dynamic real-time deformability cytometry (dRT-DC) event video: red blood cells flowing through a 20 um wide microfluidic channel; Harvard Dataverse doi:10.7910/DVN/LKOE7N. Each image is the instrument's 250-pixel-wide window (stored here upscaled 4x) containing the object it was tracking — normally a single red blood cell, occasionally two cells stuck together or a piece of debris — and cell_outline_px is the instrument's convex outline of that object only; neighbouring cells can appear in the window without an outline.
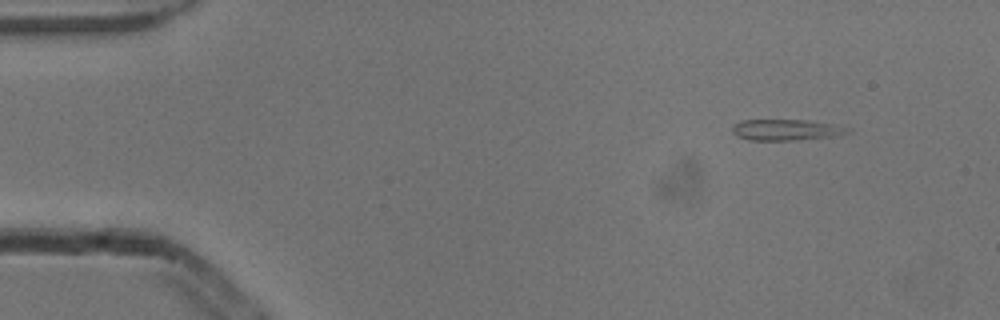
{"species": "common noctule bat (a hibernating species)", "species_latin": "Nyctalus noctula", "temperature_condition": "cold", "stored_images_in_passage": 6, "camera_frame_rate_fps": 3000, "um_per_image_px": 0.085, "animal": {"sex": "male", "body_mass_g": 13.3}, "frame": {"image": 1, "passage_image": 1, "time_ms": 0.0, "image_size_px": [1000, 320], "cell_outline_px": [[852, 132], [836, 136], [792, 140], [748, 140], [736, 136], [732, 132], [732, 128], [736, 124], [744, 120], [808, 120], [852, 128]], "centroid_in_image_um": [66.85, 11.04], "position_along_channel_um": 18.1, "area_um2": 14.1}}
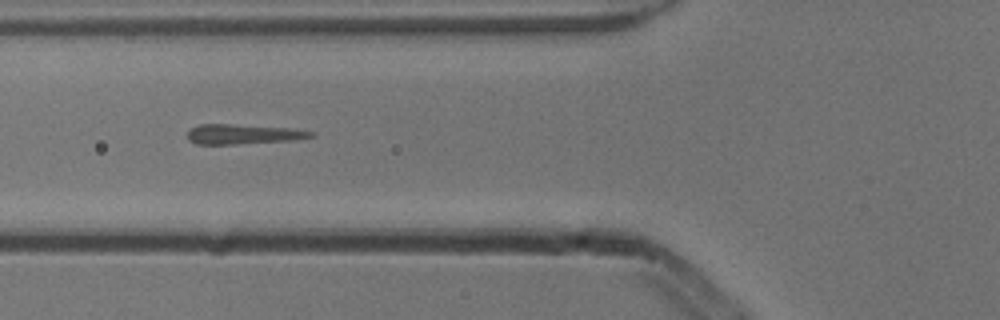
{"frame": {"image": 2, "passage_image": 5, "time_ms": 1.333, "image_size_px": [1000, 320], "cell_outline_px": [[312, 136], [292, 140], [236, 144], [196, 144], [188, 140], [188, 132], [192, 128], [200, 124], [232, 124], [292, 128], [312, 132]], "centroid_in_image_um": [20.61, 11.4], "position_along_channel_um": 105.2, "area_um2": 14.1}}
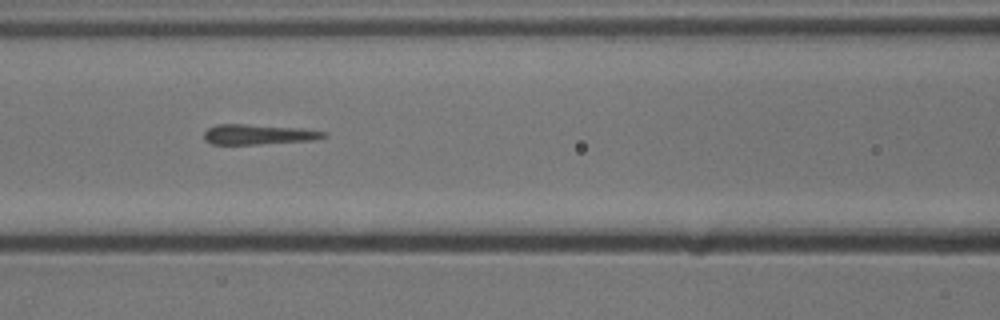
{"frame": {"image": 3, "passage_image": 6, "time_ms": 1.667, "image_size_px": [1000, 320], "cell_outline_px": [[328, 136], [316, 140], [256, 144], [212, 144], [204, 140], [204, 132], [208, 128], [216, 124], [248, 124], [300, 128], [328, 132]], "centroid_in_image_um": [21.98, 11.42], "position_along_channel_um": 144.6, "area_um2": 14.16}}